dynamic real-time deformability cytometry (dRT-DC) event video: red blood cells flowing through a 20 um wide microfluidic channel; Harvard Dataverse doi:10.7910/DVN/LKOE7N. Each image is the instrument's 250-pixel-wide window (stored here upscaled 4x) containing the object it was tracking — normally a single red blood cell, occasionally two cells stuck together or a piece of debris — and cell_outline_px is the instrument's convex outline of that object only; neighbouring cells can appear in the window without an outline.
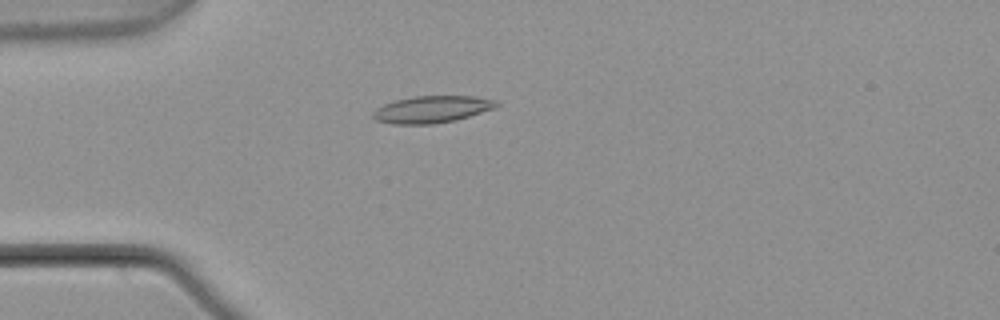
{"species": "common noctule bat (a hibernating species)", "species_latin": "Nyctalus noctula", "temperature_condition": "warm", "stored_images_in_passage": 3, "camera_frame_rate_fps": 3000, "um_per_image_px": 0.085, "animal": {"sex": "male", "body_mass_g": 21.5, "forearm_length_mm": 52.0}, "frame": {"image": 1, "passage_image": 3, "time_ms": 0.667, "image_size_px": [1000, 320], "cell_outline_px": [[500, 104], [496, 108], [456, 120], [432, 124], [392, 124], [376, 120], [372, 116], [372, 112], [376, 108], [384, 104], [396, 100], [416, 96], [476, 96], [496, 100]], "centroid_in_image_um": [36.73, 9.29], "position_along_channel_um": 48.3, "area_um2": 19.48}}